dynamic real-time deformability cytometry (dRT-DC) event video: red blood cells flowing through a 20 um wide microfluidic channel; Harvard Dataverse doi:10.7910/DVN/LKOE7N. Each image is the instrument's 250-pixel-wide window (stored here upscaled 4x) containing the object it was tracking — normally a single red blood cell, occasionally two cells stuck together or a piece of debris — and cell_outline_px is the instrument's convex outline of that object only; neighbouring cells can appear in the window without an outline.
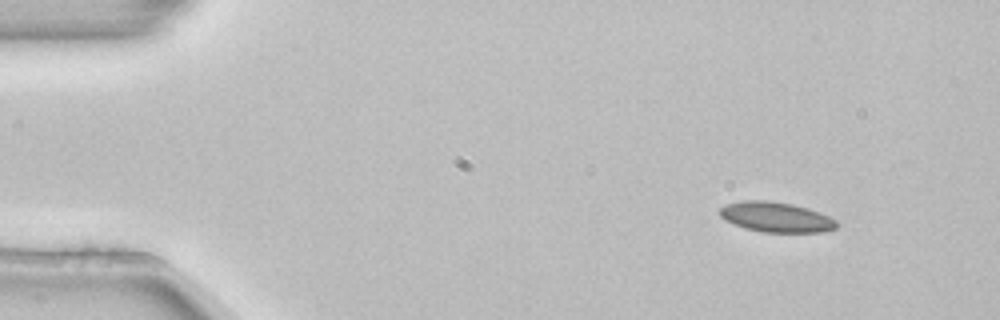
{"species": "common noctule bat (a hibernating species)", "species_latin": "Nyctalus noctula", "temperature_condition": "room temperature", "stored_images_in_passage": 5, "camera_frame_rate_fps": 3000, "um_per_image_px": 0.085, "animal": {"sex": "female", "body_mass_g": 22.7, "forearm_length_mm": 54.2}, "frame": {"image": 1, "passage_image": 1, "time_ms": 0.0, "image_size_px": [1000, 320], "cell_outline_px": [[840, 224], [836, 228], [824, 232], [764, 232], [744, 228], [724, 220], [720, 216], [720, 208], [724, 204], [740, 200], [768, 200], [792, 204], [808, 208], [828, 216], [836, 220]], "centroid_in_image_um": [65.95, 18.45], "position_along_channel_um": 19.0, "area_um2": 20.69}}
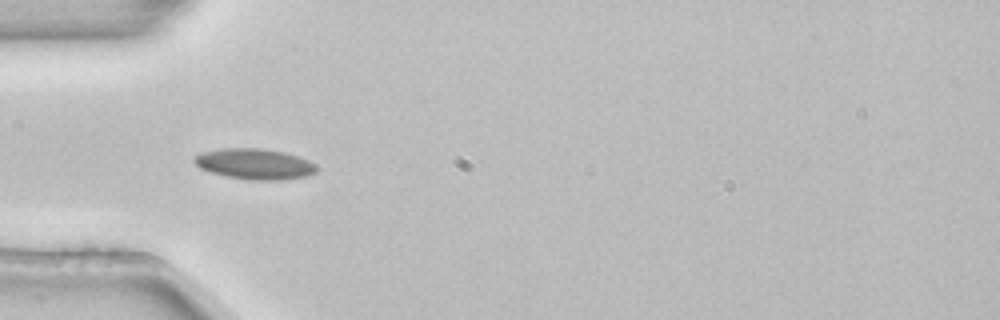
{"frame": {"image": 2, "passage_image": 3, "time_ms": 0.667, "image_size_px": [1000, 320], "cell_outline_px": [[320, 168], [316, 172], [308, 176], [280, 180], [252, 180], [224, 176], [200, 168], [192, 160], [192, 156], [204, 152], [220, 148], [260, 148], [284, 152], [308, 160], [316, 164]], "centroid_in_image_um": [21.65, 13.94], "position_along_channel_um": 63.3, "area_um2": 22.02}}